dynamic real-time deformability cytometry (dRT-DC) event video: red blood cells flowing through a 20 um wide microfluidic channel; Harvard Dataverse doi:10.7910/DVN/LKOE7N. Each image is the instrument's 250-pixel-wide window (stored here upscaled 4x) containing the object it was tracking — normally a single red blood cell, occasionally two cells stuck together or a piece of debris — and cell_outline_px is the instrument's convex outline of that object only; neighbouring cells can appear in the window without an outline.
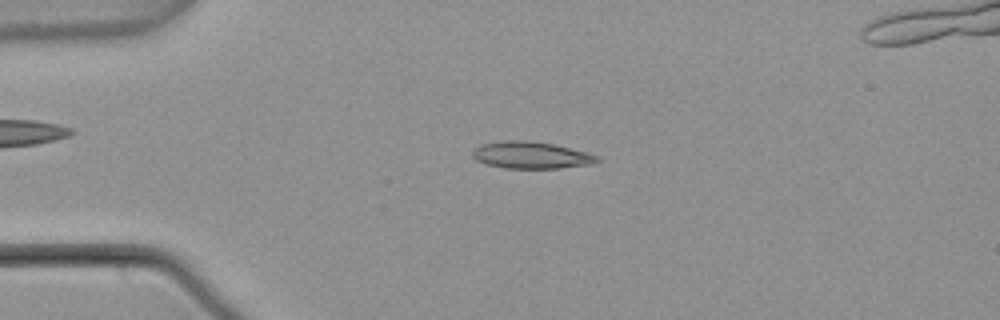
{"species": "common noctule bat (a hibernating species)", "species_latin": "Nyctalus noctula", "temperature_condition": "warm", "stored_images_in_passage": 4, "camera_frame_rate_fps": 3000, "um_per_image_px": 0.085, "animal": {"sex": "male", "body_mass_g": 21.5, "forearm_length_mm": 52.0}, "frame": {"image": 1, "passage_image": 2, "time_ms": 0.333, "image_size_px": [1000, 320], "cell_outline_px": [[600, 160], [592, 164], [560, 168], [504, 168], [488, 164], [476, 160], [472, 156], [472, 148], [480, 144], [504, 140], [528, 140], [552, 144], [588, 152], [600, 156]], "centroid_in_image_um": [45.13, 13.18], "position_along_channel_um": 39.9, "area_um2": 19.71}}
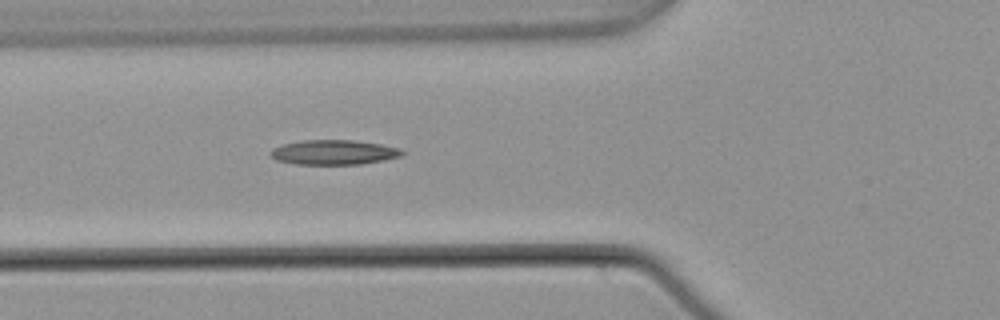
{"frame": {"image": 2, "passage_image": 4, "time_ms": 1.0, "image_size_px": [1000, 320], "cell_outline_px": [[404, 152], [400, 156], [384, 160], [360, 164], [296, 164], [276, 160], [268, 152], [272, 148], [284, 144], [300, 140], [352, 140], [380, 144], [400, 148]], "centroid_in_image_um": [28.35, 12.94], "position_along_channel_um": 97.5, "area_um2": 18.9}}